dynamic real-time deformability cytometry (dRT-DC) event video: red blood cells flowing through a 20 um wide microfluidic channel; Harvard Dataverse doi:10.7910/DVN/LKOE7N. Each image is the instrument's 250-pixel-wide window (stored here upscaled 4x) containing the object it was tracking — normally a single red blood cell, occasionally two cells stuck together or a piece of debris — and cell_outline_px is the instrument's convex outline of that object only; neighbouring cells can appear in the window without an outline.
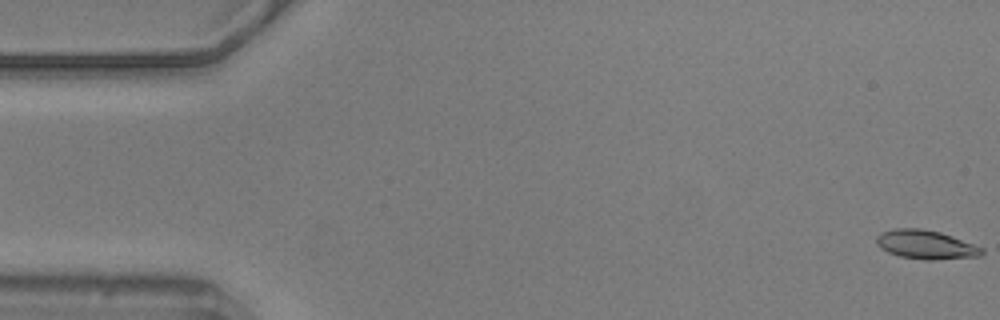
{"species": "common noctule bat (a hibernating species)", "species_latin": "Nyctalus noctula", "temperature_condition": "warm", "stored_images_in_passage": 57, "camera_frame_rate_fps": 3000, "um_per_image_px": 0.085, "animal": {"sex": "male", "body_mass_g": 20.5, "forearm_length_mm": 52.5}, "frame": {"image": 1, "passage_image": 1, "time_ms": 0.0, "image_size_px": [1000, 320], "cell_outline_px": [[984, 252], [980, 256], [932, 260], [924, 260], [900, 256], [888, 252], [880, 248], [876, 244], [876, 236], [880, 232], [896, 228], [920, 228], [940, 232], [952, 236], [984, 248]], "centroid_in_image_um": [78.67, 20.79], "position_along_channel_um": 6.3, "area_um2": 17.8}}
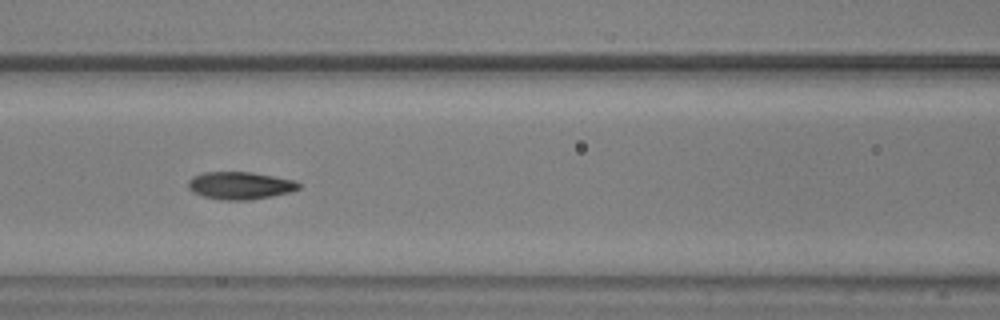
{"frame": {"image": 2, "passage_image": 24, "time_ms": 7.667, "image_size_px": [1000, 320], "cell_outline_px": [[300, 188], [288, 192], [272, 196], [248, 200], [224, 200], [204, 196], [192, 192], [188, 188], [188, 180], [192, 176], [204, 172], [252, 172], [296, 180], [300, 184]], "centroid_in_image_um": [20.39, 15.76], "position_along_channel_um": 146.2, "area_um2": 17.74}}
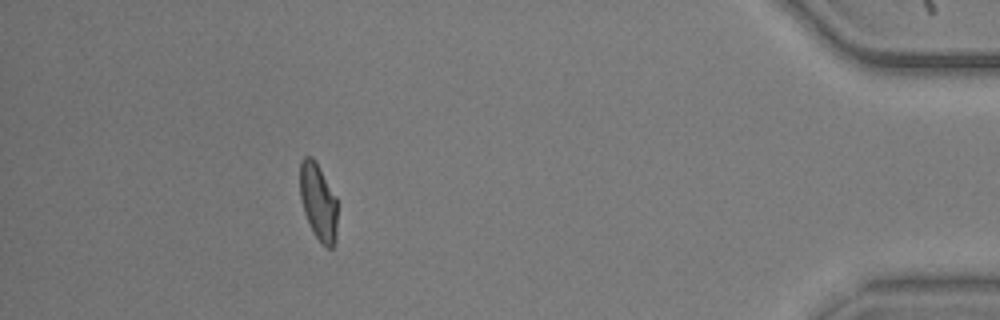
{"frame": {"image": 3, "passage_image": 51, "time_ms": 16.667, "image_size_px": [1000, 320], "cell_outline_px": [[336, 240], [332, 248], [328, 248], [320, 244], [304, 212], [300, 196], [300, 160], [304, 156], [312, 156], [316, 160], [336, 196]], "centroid_in_image_um": [27.05, 17.12], "position_along_channel_um": 408.2, "area_um2": 16.82}, "authors_computed_cell_mechanics": {"area_um2": 17.3978, "velocity_mm_per_s": 3.5738, "shape_relaxation_time_tau1_ms": 3.6863, "shape_relaxation_time_tau2_ms": 2.1198, "deformation_change_tau1": 0.1578, "deformation_change_tau2": 0.0615}}